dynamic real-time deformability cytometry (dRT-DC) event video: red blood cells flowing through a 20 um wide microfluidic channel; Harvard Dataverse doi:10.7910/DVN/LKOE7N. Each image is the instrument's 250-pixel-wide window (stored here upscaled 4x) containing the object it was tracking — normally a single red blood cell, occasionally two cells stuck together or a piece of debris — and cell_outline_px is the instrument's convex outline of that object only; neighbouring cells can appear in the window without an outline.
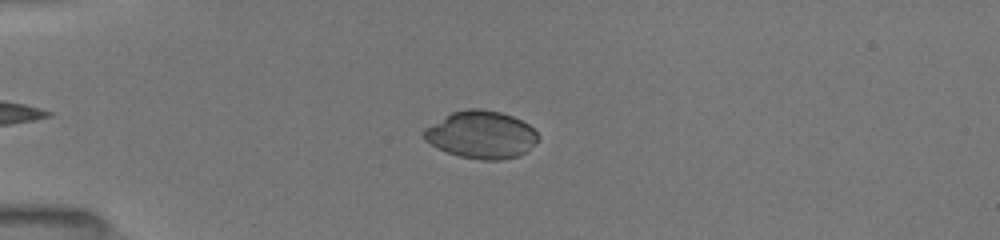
{"species": "common noctule bat (a hibernating species)", "species_latin": "Nyctalus noctula", "temperature_condition": "room temperature", "stored_images_in_passage": 44, "camera_frame_rate_fps": 3000, "um_per_image_px": 0.085, "animal": {"sex": "female", "body_mass_g": 19.5, "forearm_length_mm": 54.1}, "frame": {"image": 1, "passage_image": 11, "time_ms": 3.333, "image_size_px": [1000, 240], "cell_outline_px": [[540, 140], [528, 152], [520, 156], [500, 160], [480, 160], [460, 156], [436, 148], [424, 140], [420, 132], [424, 128], [452, 112], [468, 108], [480, 108], [500, 112], [512, 116], [528, 124], [540, 136]], "centroid_in_image_um": [40.91, 11.46], "position_along_channel_um": 44.1, "area_um2": 32.08}}
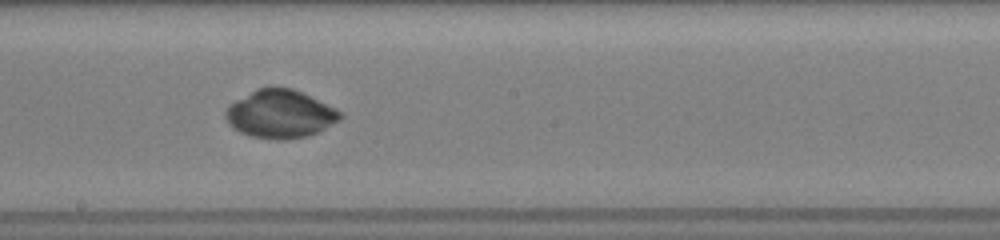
{"frame": {"image": 2, "passage_image": 27, "time_ms": 8.667, "image_size_px": [1000, 240], "cell_outline_px": [[344, 116], [340, 120], [320, 132], [308, 136], [284, 140], [276, 140], [252, 136], [240, 132], [232, 128], [228, 124], [224, 116], [224, 112], [228, 104], [256, 88], [292, 88], [340, 112]], "centroid_in_image_um": [23.76, 9.72], "position_along_channel_um": 224.4, "area_um2": 32.02}}
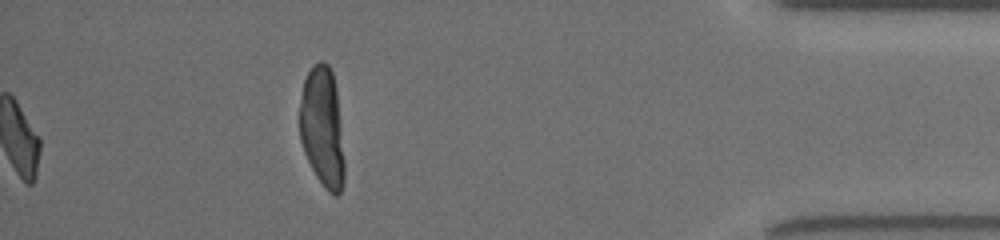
{"frame": {"image": 3, "passage_image": 44, "time_ms": 14.333, "image_size_px": [1000, 240], "cell_outline_px": [[344, 184], [340, 192], [336, 196], [328, 192], [324, 188], [316, 176], [304, 152], [300, 140], [300, 100], [304, 80], [312, 64], [320, 60], [324, 60], [328, 64], [332, 72], [336, 88], [344, 160]], "centroid_in_image_um": [27.39, 10.82], "position_along_channel_um": 407.8, "area_um2": 31.39}}